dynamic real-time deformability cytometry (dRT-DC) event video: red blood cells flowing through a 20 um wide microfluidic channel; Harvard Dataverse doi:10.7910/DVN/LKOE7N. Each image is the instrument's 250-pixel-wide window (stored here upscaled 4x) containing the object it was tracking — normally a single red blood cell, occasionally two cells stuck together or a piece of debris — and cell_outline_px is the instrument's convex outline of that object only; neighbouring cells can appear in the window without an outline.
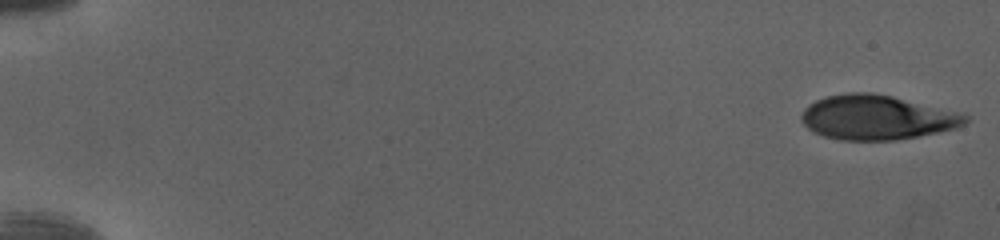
{"species": "human", "species_latin": "Homo sapiens", "temperature_condition": "cold", "stored_images_in_passage": 51, "camera_frame_rate_fps": 3000, "um_per_image_px": 0.085, "donor": {"sex": "female"}, "frame": {"image": 1, "passage_image": 1, "time_ms": 0.0, "image_size_px": [1000, 240], "cell_outline_px": [[972, 116], [964, 124], [956, 128], [896, 140], [840, 140], [824, 136], [812, 132], [800, 120], [800, 116], [804, 108], [808, 104], [816, 100], [828, 96], [848, 92], [872, 92], [892, 96], [964, 112]], "centroid_in_image_um": [74.55, 9.97], "position_along_channel_um": 10.4, "area_um2": 42.95}}
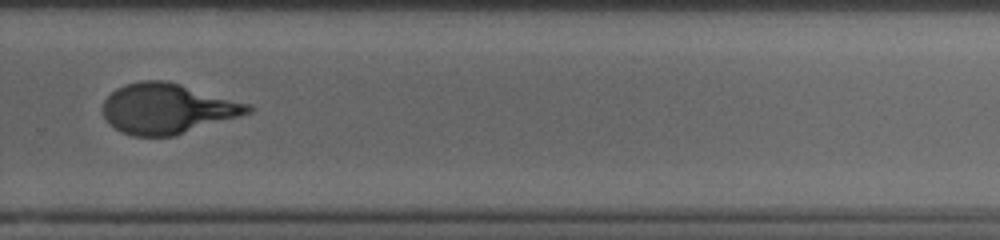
{"frame": {"image": 2, "passage_image": 37, "time_ms": 12.0, "image_size_px": [1000, 240], "cell_outline_px": [[252, 112], [240, 116], [176, 136], [132, 136], [120, 132], [108, 124], [104, 116], [104, 100], [116, 88], [124, 84], [140, 80], [168, 80], [252, 104]], "centroid_in_image_um": [14.24, 9.23], "position_along_channel_um": 315.6, "area_um2": 42.95}}
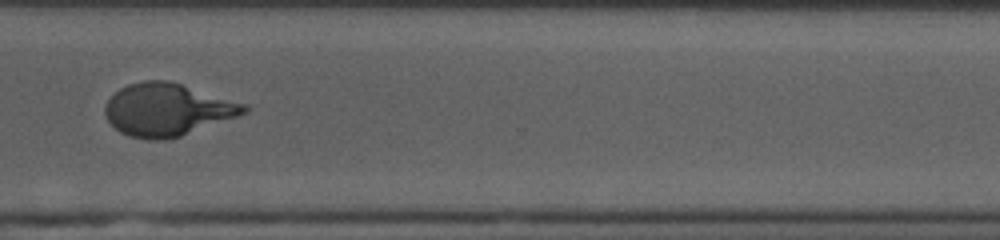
{"frame": {"image": 3, "passage_image": 40, "time_ms": 13.0, "image_size_px": [1000, 240], "cell_outline_px": [[248, 112], [180, 136], [164, 140], [148, 140], [128, 136], [120, 132], [108, 120], [104, 112], [104, 104], [120, 88], [128, 84], [144, 80], [168, 80], [248, 104]], "centroid_in_image_um": [14.21, 9.32], "position_along_channel_um": 356.4, "area_um2": 42.43}, "authors_computed_cell_mechanics": {"area_um2": 43.1188, "velocity_mm_per_s": 4.0333, "shape_relaxation_time_tau1_ms": 4.3941, "shape_relaxation_time_tau2_ms": null, "deformation_change_tau1": 0.2233, "deformation_change_tau2": null}}